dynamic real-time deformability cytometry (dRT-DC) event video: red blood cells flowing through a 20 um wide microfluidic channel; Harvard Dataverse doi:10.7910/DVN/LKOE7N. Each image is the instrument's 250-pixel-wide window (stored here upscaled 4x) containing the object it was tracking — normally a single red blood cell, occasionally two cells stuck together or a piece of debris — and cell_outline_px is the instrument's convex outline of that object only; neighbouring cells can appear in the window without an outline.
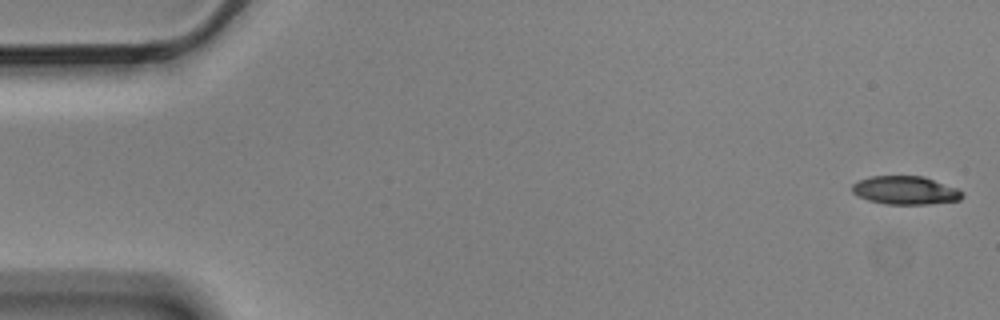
{"species": "Egyptian fruit bat (a non-hibernating species)", "species_latin": "Rousettus aegyptiacus", "temperature_condition": "cold", "stored_images_in_passage": 5, "camera_frame_rate_fps": 3000, "um_per_image_px": 0.085, "animal": {"sex": "male"}, "frame": {"image": 1, "passage_image": 1, "time_ms": 0.0, "image_size_px": [1000, 320], "cell_outline_px": [[964, 196], [960, 200], [928, 204], [888, 204], [868, 200], [852, 192], [852, 184], [860, 180], [872, 176], [924, 176], [956, 188], [964, 192]], "centroid_in_image_um": [76.99, 16.17], "position_along_channel_um": 8.0, "area_um2": 18.09}}
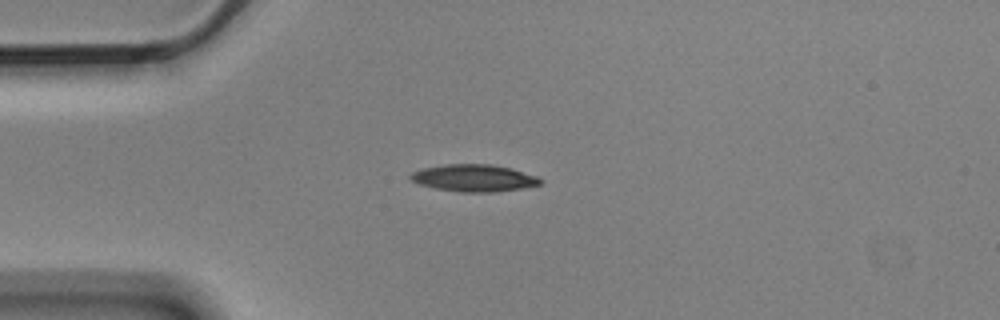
{"frame": {"image": 2, "passage_image": 4, "time_ms": 1.0, "image_size_px": [1000, 320], "cell_outline_px": [[544, 180], [540, 184], [520, 188], [492, 192], [460, 192], [436, 188], [420, 184], [412, 180], [408, 176], [412, 172], [424, 168], [444, 164], [492, 164], [512, 168], [536, 176]], "centroid_in_image_um": [40.29, 15.12], "position_along_channel_um": 44.7, "area_um2": 20.35}}